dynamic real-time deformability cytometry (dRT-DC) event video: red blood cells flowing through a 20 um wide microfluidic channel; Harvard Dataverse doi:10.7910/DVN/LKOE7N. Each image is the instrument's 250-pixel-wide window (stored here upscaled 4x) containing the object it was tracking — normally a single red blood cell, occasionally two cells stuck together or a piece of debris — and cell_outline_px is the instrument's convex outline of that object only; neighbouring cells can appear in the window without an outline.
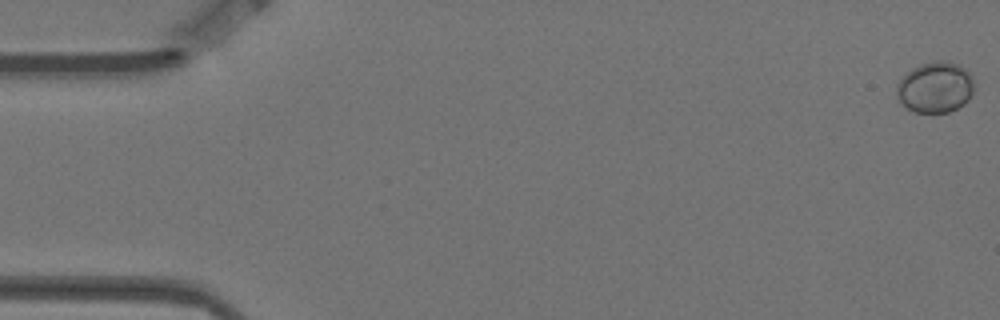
{"species": "Egyptian fruit bat (a non-hibernating species)", "species_latin": "Rousettus aegyptiacus", "temperature_condition": "warm", "stored_images_in_passage": 5, "camera_frame_rate_fps": 3000, "um_per_image_px": 0.085, "animal": {"sex": "female"}, "frame": {"image": 1, "passage_image": 1, "time_ms": 0.0, "image_size_px": [1000, 320], "cell_outline_px": [[976, 88], [968, 100], [964, 104], [948, 112], [916, 112], [908, 108], [896, 100], [896, 84], [912, 68], [920, 64], [932, 60], [944, 60], [960, 64], [972, 76], [976, 84]], "centroid_in_image_um": [79.51, 7.4], "position_along_channel_um": 5.5, "area_um2": 23.41}}
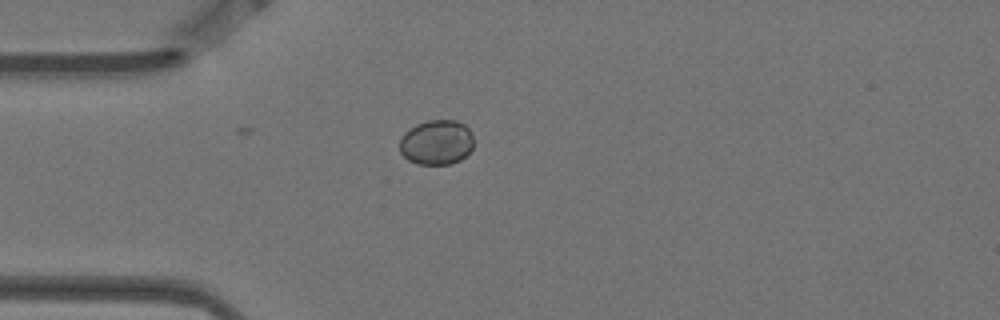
{"frame": {"image": 2, "passage_image": 5, "time_ms": 1.333, "image_size_px": [1000, 320], "cell_outline_px": [[472, 148], [460, 160], [452, 164], [416, 164], [408, 160], [400, 152], [400, 140], [404, 132], [416, 124], [428, 120], [456, 120], [464, 124], [468, 128], [472, 136]], "centroid_in_image_um": [37.09, 12.1], "position_along_channel_um": 47.9, "area_um2": 19.36}}